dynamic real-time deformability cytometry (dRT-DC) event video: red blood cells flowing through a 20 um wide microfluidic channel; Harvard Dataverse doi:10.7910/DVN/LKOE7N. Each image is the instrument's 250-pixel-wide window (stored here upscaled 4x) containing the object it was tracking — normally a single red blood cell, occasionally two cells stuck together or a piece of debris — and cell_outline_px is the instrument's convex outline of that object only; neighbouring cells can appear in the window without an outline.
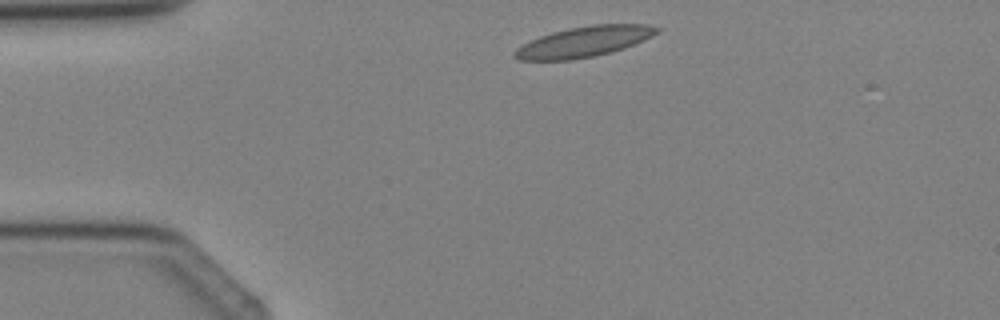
{"species": "Egyptian fruit bat (a non-hibernating species)", "species_latin": "Rousettus aegyptiacus", "temperature_condition": "cold", "stored_images_in_passage": 2, "camera_frame_rate_fps": 3000, "um_per_image_px": 0.085, "animal": {"sex": "female"}, "frame": {"image": 1, "passage_image": 1, "time_ms": 0.0, "image_size_px": [1000, 320], "cell_outline_px": [[660, 32], [652, 36], [624, 48], [612, 52], [572, 60], [520, 60], [512, 56], [512, 52], [516, 48], [540, 36], [552, 32], [568, 28], [592, 24], [644, 24], [660, 28]], "centroid_in_image_um": [49.63, 3.54], "position_along_channel_um": 35.4, "area_um2": 25.2}}